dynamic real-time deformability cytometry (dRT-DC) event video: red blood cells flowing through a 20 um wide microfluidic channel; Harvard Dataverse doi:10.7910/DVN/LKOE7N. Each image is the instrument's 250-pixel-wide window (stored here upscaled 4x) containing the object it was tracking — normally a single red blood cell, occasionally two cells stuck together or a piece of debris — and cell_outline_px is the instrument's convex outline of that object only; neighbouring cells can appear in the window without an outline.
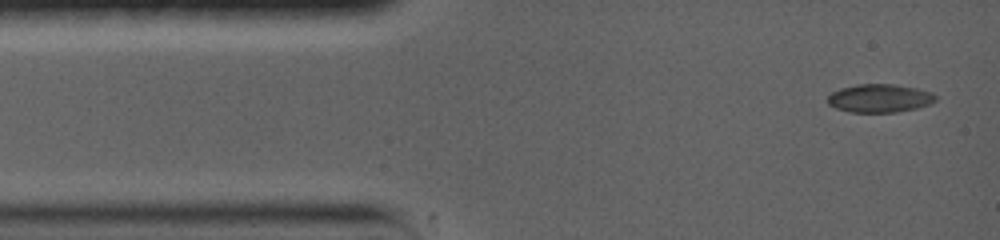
{"species": "common noctule bat (a hibernating species)", "species_latin": "Nyctalus noctula", "temperature_condition": "warm", "stored_images_in_passage": 6, "camera_frame_rate_fps": 5000, "um_per_image_px": 0.085, "animal": {"sex": "female", "body_mass_g": 19.0, "forearm_length_mm": 56.7}, "frame": {"image": 1, "passage_image": 1, "time_ms": 0.0, "image_size_px": [1000, 240], "cell_outline_px": [[936, 100], [928, 104], [916, 108], [896, 112], [852, 112], [836, 108], [828, 104], [828, 96], [832, 92], [840, 88], [860, 84], [892, 84], [916, 88], [932, 92], [936, 96]], "centroid_in_image_um": [74.76, 8.35], "position_along_channel_um": 10.2, "area_um2": 17.63}}
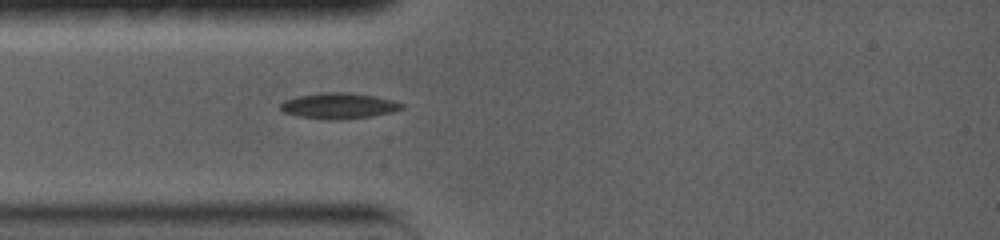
{"frame": {"image": 2, "passage_image": 5, "time_ms": 3.0, "image_size_px": [1000, 240], "cell_outline_px": [[404, 108], [392, 112], [372, 116], [340, 120], [328, 120], [296, 116], [284, 112], [280, 108], [280, 104], [284, 100], [296, 96], [320, 92], [348, 92], [376, 96], [392, 100], [404, 104]], "centroid_in_image_um": [28.78, 8.99], "position_along_channel_um": 56.2, "area_um2": 18.5}}